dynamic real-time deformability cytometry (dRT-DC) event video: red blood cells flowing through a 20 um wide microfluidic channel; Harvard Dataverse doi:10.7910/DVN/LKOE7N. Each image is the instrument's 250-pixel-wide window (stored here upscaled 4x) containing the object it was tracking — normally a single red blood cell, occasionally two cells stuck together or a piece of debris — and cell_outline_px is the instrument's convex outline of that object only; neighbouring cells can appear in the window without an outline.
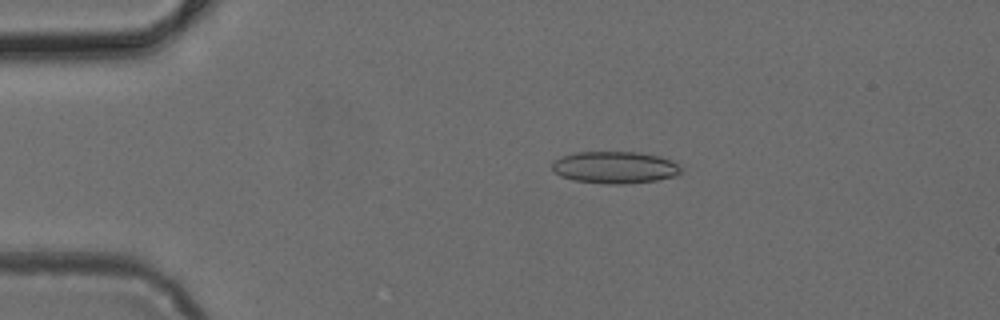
{"species": "common noctule bat (a hibernating species)", "species_latin": "Nyctalus noctula", "temperature_condition": "cold", "stored_images_in_passage": 3, "camera_frame_rate_fps": 3000, "um_per_image_px": 0.085, "animal": {"sex": "female", "body_mass_g": 24.6, "forearm_length_mm": 56.2}, "frame": {"image": 1, "passage_image": 2, "time_ms": 0.333, "image_size_px": [1000, 320], "cell_outline_px": [[680, 172], [676, 176], [656, 180], [624, 184], [604, 184], [572, 180], [560, 176], [552, 172], [552, 160], [576, 152], [640, 152], [660, 156], [672, 160], [680, 164]], "centroid_in_image_um": [52.25, 14.23], "position_along_channel_um": 32.8, "area_um2": 24.33}}